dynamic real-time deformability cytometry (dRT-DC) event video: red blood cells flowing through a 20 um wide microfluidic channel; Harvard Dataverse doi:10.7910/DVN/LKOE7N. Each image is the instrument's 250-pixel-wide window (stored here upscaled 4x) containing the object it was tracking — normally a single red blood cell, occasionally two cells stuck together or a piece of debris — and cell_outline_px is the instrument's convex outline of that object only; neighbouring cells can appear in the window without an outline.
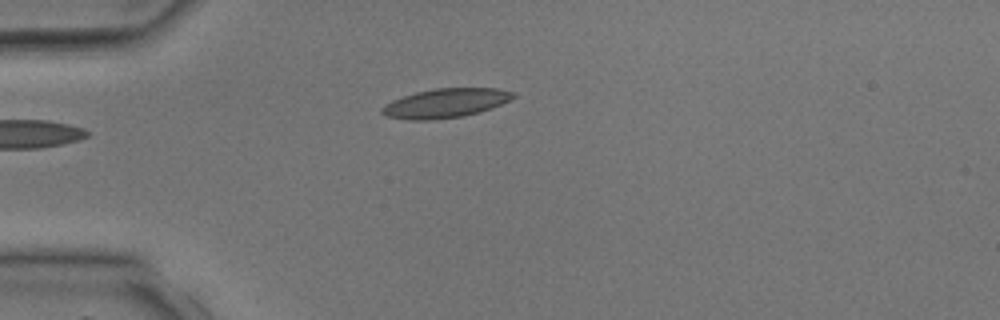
{"species": "common noctule bat (a hibernating species)", "species_latin": "Nyctalus noctula", "temperature_condition": "room temperature", "stored_images_in_passage": 5, "camera_frame_rate_fps": 3000, "um_per_image_px": 0.085, "animal": {"sex": "male", "body_mass_g": 17.9, "forearm_length_mm": 54.2}, "frame": {"image": 1, "passage_image": 4, "time_ms": 3.333, "image_size_px": [1000, 320], "cell_outline_px": [[516, 96], [492, 108], [480, 112], [464, 116], [432, 120], [408, 120], [388, 116], [380, 112], [380, 108], [384, 104], [392, 100], [416, 92], [436, 88], [496, 88], [516, 92]], "centroid_in_image_um": [37.86, 8.77], "position_along_channel_um": 47.1, "area_um2": 22.37}}
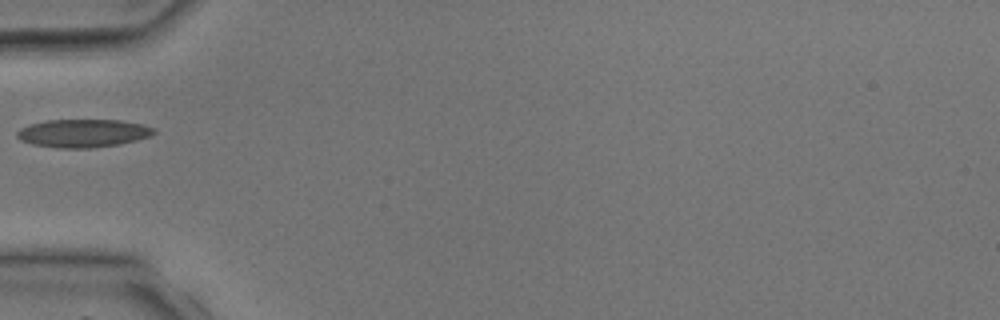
{"frame": {"image": 2, "passage_image": 5, "time_ms": 4.333, "image_size_px": [1000, 320], "cell_outline_px": [[156, 132], [152, 136], [120, 144], [92, 148], [60, 148], [32, 144], [20, 140], [16, 136], [16, 132], [20, 128], [28, 124], [48, 120], [120, 120], [144, 124], [156, 128]], "centroid_in_image_um": [7.08, 11.32], "position_along_channel_um": 77.9, "area_um2": 22.66}}